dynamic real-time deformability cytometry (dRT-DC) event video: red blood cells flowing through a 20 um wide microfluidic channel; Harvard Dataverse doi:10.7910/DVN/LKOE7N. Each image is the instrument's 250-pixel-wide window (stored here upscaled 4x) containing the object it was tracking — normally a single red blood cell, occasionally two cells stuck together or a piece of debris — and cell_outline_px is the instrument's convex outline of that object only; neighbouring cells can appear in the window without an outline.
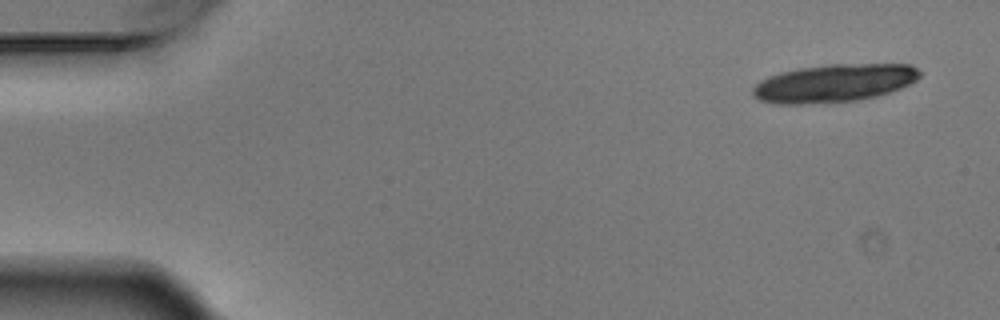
{"species": "Egyptian fruit bat (a non-hibernating species)", "species_latin": "Rousettus aegyptiacus", "temperature_condition": "warm", "stored_images_in_passage": 5, "camera_frame_rate_fps": 3000, "um_per_image_px": 0.085, "animal": {"sex": "male"}, "frame": {"image": 1, "passage_image": 1, "time_ms": 0.0, "image_size_px": [1000, 320], "cell_outline_px": [[920, 76], [916, 80], [900, 88], [876, 96], [860, 100], [804, 104], [776, 104], [760, 100], [752, 96], [752, 88], [760, 80], [768, 76], [780, 72], [800, 68], [832, 64], [912, 64], [920, 72]], "centroid_in_image_um": [70.87, 7.07], "position_along_channel_um": 14.1, "area_um2": 36.93}}